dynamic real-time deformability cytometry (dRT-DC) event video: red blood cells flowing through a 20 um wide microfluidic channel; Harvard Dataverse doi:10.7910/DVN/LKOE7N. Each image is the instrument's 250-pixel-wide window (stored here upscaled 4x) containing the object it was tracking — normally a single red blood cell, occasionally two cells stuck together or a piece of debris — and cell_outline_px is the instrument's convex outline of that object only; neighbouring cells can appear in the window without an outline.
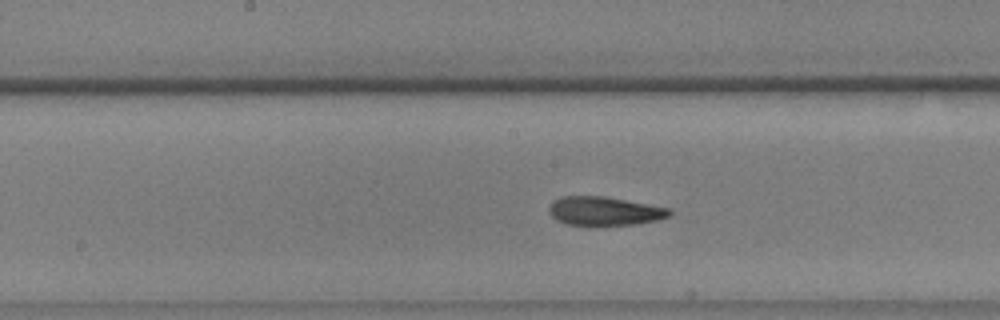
{"species": "common noctule bat (a hibernating species)", "species_latin": "Nyctalus noctula", "temperature_condition": "warm", "stored_images_in_passage": 53, "camera_frame_rate_fps": 3000, "um_per_image_px": 0.085, "animal": {"sex": "male", "body_mass_g": 17.9, "forearm_length_mm": 54.2}, "frame": {"image": 1, "passage_image": 26, "time_ms": 8.333, "image_size_px": [1000, 320], "cell_outline_px": [[672, 212], [668, 216], [656, 220], [632, 224], [600, 228], [588, 228], [568, 224], [556, 220], [548, 212], [548, 208], [560, 196], [604, 196], [672, 208]], "centroid_in_image_um": [51.36, 17.98], "position_along_channel_um": 196.8, "area_um2": 20.92}}
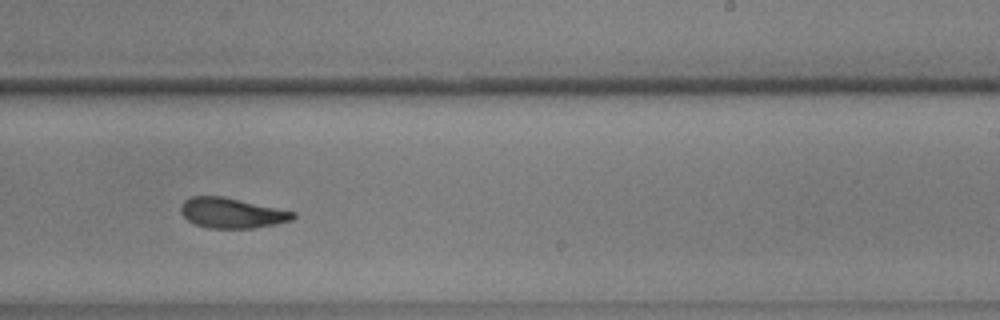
{"frame": {"image": 2, "passage_image": 32, "time_ms": 10.333, "image_size_px": [1000, 320], "cell_outline_px": [[296, 216], [292, 220], [276, 224], [252, 228], [208, 228], [196, 224], [188, 220], [180, 212], [180, 204], [184, 200], [192, 196], [224, 196], [296, 212]], "centroid_in_image_um": [19.7, 18.09], "position_along_channel_um": 269.3, "area_um2": 19.83}}
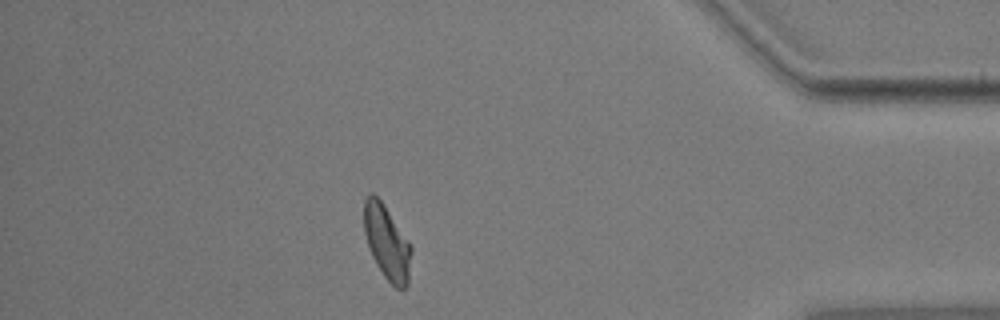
{"frame": {"image": 3, "passage_image": 46, "time_ms": 15.0, "image_size_px": [1000, 320], "cell_outline_px": [[412, 252], [408, 284], [404, 288], [396, 288], [384, 276], [376, 264], [368, 248], [364, 232], [364, 200], [372, 192], [384, 204], [412, 244]], "centroid_in_image_um": [32.9, 20.6], "position_along_channel_um": 402.3, "area_um2": 20.63}, "authors_computed_cell_mechanics": {"area_um2": 20.519, "velocity_mm_per_s": 3.6336, "shape_relaxation_time_tau1_ms": 7.332, "shape_relaxation_time_tau2_ms": 2.2521, "deformation_change_tau1": 0.1787, "deformation_change_tau2": 0.0964}}